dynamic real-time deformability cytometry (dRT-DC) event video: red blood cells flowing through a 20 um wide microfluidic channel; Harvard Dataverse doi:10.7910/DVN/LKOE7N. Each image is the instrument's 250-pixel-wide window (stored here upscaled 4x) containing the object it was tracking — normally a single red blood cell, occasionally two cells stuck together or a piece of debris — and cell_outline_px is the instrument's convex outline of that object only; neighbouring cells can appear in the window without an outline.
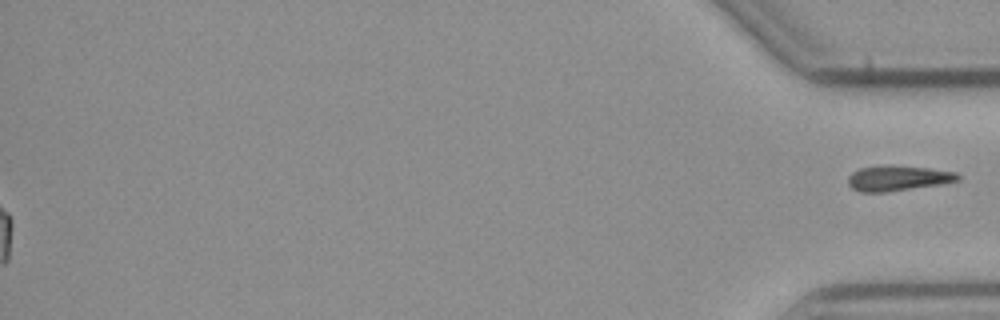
{"species": "common noctule bat (a hibernating species)", "species_latin": "Nyctalus noctula", "temperature_condition": "cold", "stored_images_in_passage": 40, "segment_of_instrument_passage": [2, 2], "camera_frame_rate_fps": 3000, "um_per_image_px": 0.085, "animal": {"sex": "male", "body_mass_g": 23.1, "forearm_length_mm": 52.7}, "frame": {"image": 1, "passage_image": 40, "time_ms": 13.0, "image_size_px": [1000, 320], "cell_outline_px": [[960, 180], [940, 184], [884, 192], [860, 192], [852, 188], [848, 184], [848, 176], [852, 172], [860, 168], [928, 168], [956, 172], [960, 176]], "centroid_in_image_um": [76.33, 15.19], "position_along_channel_um": 358.9, "area_um2": 15.2}}